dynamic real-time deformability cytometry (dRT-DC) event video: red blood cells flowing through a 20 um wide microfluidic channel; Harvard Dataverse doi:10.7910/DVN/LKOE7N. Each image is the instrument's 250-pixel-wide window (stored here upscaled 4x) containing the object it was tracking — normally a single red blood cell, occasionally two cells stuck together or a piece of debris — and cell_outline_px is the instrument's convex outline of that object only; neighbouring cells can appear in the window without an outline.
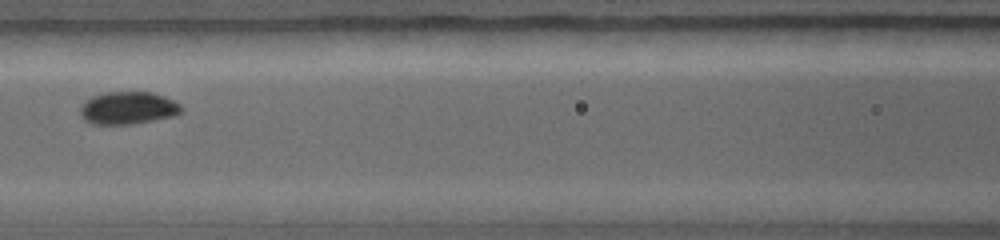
{"species": "common noctule bat (a hibernating species)", "species_latin": "Nyctalus noctula", "temperature_condition": "warm", "stored_images_in_passage": 23, "camera_frame_rate_fps": 5000, "um_per_image_px": 0.085, "animal": {"sex": "female", "body_mass_g": 19.0, "forearm_length_mm": 56.7}, "frame": {"image": 1, "passage_image": 8, "time_ms": 2.6, "image_size_px": [1000, 240], "cell_outline_px": [[184, 108], [180, 112], [172, 116], [132, 124], [92, 124], [84, 120], [80, 112], [80, 108], [92, 96], [104, 92], [152, 92], [164, 96], [180, 104]], "centroid_in_image_um": [10.88, 9.17], "position_along_channel_um": 155.7, "area_um2": 19.02}}
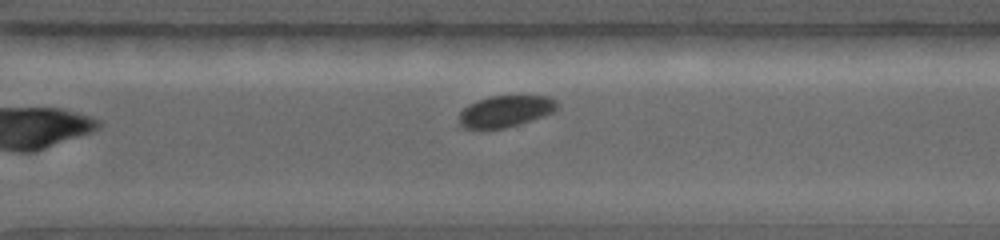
{"frame": {"image": 2, "passage_image": 18, "time_ms": 6.0, "image_size_px": [1000, 240], "cell_outline_px": [[560, 108], [556, 112], [520, 124], [504, 128], [464, 128], [460, 124], [460, 112], [468, 104], [476, 100], [488, 96], [548, 96], [556, 100], [560, 104]], "centroid_in_image_um": [43.03, 9.44], "position_along_channel_um": 327.6, "area_um2": 18.21}}